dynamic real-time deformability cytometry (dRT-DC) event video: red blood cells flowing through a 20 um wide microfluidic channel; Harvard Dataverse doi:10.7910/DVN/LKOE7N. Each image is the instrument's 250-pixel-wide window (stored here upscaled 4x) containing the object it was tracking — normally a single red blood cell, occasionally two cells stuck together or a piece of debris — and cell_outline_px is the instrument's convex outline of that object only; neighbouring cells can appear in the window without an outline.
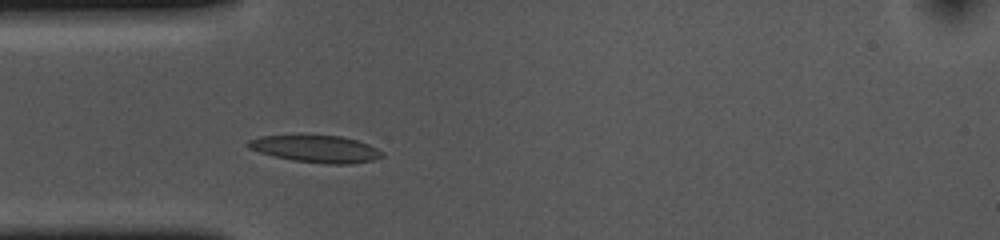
{"species": "common noctule bat (a hibernating species)", "species_latin": "Nyctalus noctula", "temperature_condition": "cold", "stored_images_in_passage": 30, "camera_frame_rate_fps": 3000, "um_per_image_px": 0.085, "animal": {"sex": "female", "body_mass_g": 10.0, "forearm_length_mm": 53.1}, "frame": {"image": 1, "passage_image": 1, "time_ms": 0.0, "image_size_px": [1000, 240], "cell_outline_px": [[384, 156], [372, 160], [352, 164], [328, 164], [292, 160], [260, 152], [248, 148], [244, 144], [248, 140], [260, 136], [340, 136], [356, 140], [368, 144], [384, 152]], "centroid_in_image_um": [26.86, 12.66], "position_along_channel_um": 58.1, "area_um2": 20.92}}
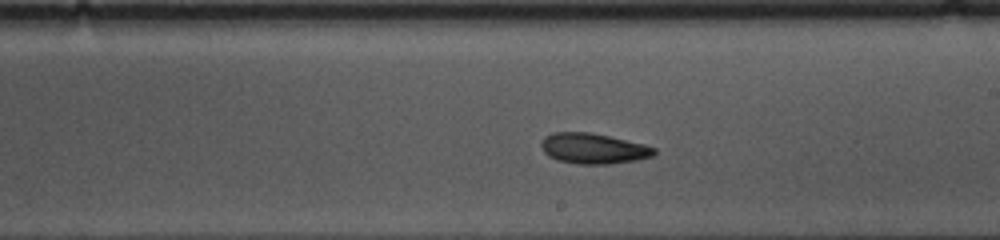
{"frame": {"image": 2, "passage_image": 16, "time_ms": 5.0, "image_size_px": [1000, 240], "cell_outline_px": [[656, 152], [652, 156], [636, 160], [608, 164], [576, 164], [556, 160], [548, 156], [544, 152], [540, 144], [544, 136], [552, 132], [588, 132], [608, 136], [644, 144], [656, 148]], "centroid_in_image_um": [50.39, 12.62], "position_along_channel_um": 238.6, "area_um2": 20.11}}
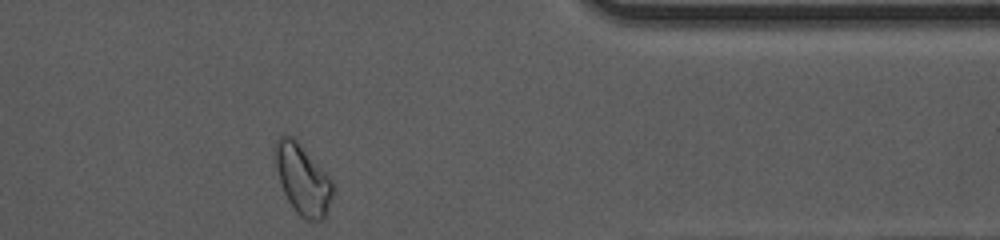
{"frame": {"image": 3, "passage_image": 30, "time_ms": 9.667, "image_size_px": [1000, 240], "cell_outline_px": [[332, 196], [324, 220], [308, 220], [300, 216], [296, 212], [288, 200], [280, 184], [272, 152], [272, 148], [276, 140], [284, 132], [292, 136], [300, 144], [332, 180]], "centroid_in_image_um": [25.67, 15.21], "position_along_channel_um": 385.7, "area_um2": 23.64}}